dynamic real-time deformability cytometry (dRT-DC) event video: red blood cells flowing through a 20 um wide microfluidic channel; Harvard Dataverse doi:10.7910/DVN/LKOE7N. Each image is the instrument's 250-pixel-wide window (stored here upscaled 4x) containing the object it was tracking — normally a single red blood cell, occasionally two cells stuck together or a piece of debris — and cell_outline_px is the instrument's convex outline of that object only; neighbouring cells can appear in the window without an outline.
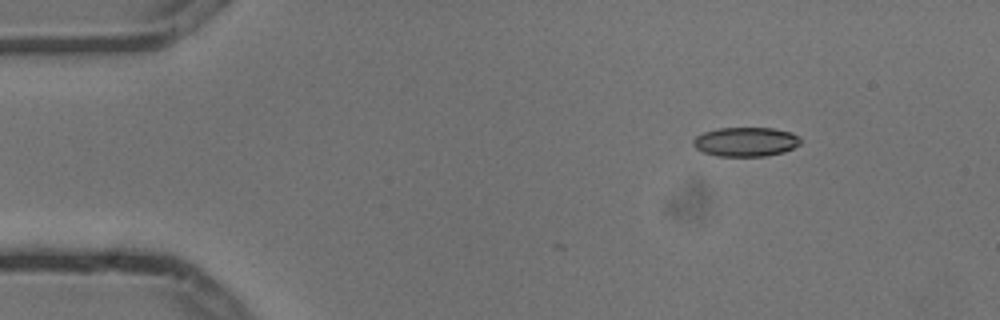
{"species": "common noctule bat (a hibernating species)", "species_latin": "Nyctalus noctula", "temperature_condition": "cold", "stored_images_in_passage": 3, "camera_frame_rate_fps": 3000, "um_per_image_px": 0.085, "animal": {"sex": "male", "body_mass_g": 13.3}, "frame": {"image": 1, "passage_image": 1, "time_ms": 0.0, "image_size_px": [1000, 320], "cell_outline_px": [[800, 144], [784, 152], [768, 156], [716, 156], [704, 152], [696, 148], [692, 144], [692, 140], [696, 136], [704, 132], [716, 128], [772, 128], [792, 132], [800, 136]], "centroid_in_image_um": [63.39, 12.05], "position_along_channel_um": 21.6, "area_um2": 18.44}}